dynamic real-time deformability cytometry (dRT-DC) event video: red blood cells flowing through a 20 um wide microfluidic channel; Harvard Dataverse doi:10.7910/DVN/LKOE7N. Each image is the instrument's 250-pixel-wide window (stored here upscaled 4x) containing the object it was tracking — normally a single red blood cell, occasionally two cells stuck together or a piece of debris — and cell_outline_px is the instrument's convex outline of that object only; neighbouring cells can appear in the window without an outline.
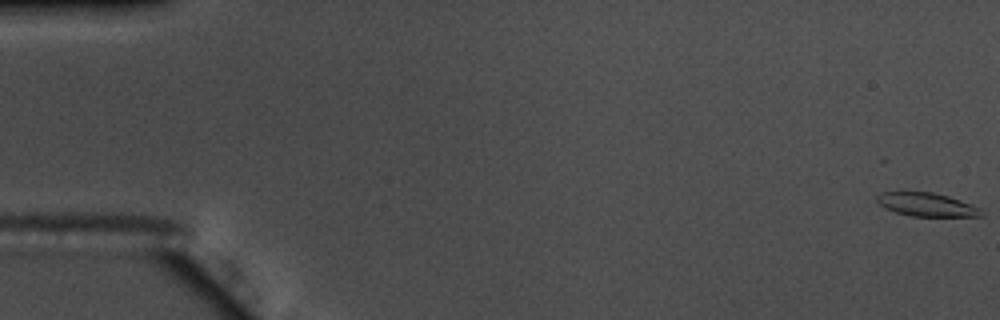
{"species": "common noctule bat (a hibernating species)", "species_latin": "Nyctalus noctula", "temperature_condition": "warm", "stored_images_in_passage": 17, "camera_frame_rate_fps": 3000, "um_per_image_px": 0.085, "animal": {"sex": "male", "body_mass_g": 17.5, "forearm_length_mm": 52.3}, "frame": {"image": 1, "passage_image": 1, "time_ms": 0.0, "image_size_px": [1000, 320], "cell_outline_px": [[984, 216], [908, 216], [884, 208], [876, 200], [876, 196], [880, 192], [904, 188], [932, 192], [948, 196], [960, 200], [980, 208], [984, 212]], "centroid_in_image_um": [78.66, 17.33], "position_along_channel_um": 6.3, "area_um2": 15.03}}